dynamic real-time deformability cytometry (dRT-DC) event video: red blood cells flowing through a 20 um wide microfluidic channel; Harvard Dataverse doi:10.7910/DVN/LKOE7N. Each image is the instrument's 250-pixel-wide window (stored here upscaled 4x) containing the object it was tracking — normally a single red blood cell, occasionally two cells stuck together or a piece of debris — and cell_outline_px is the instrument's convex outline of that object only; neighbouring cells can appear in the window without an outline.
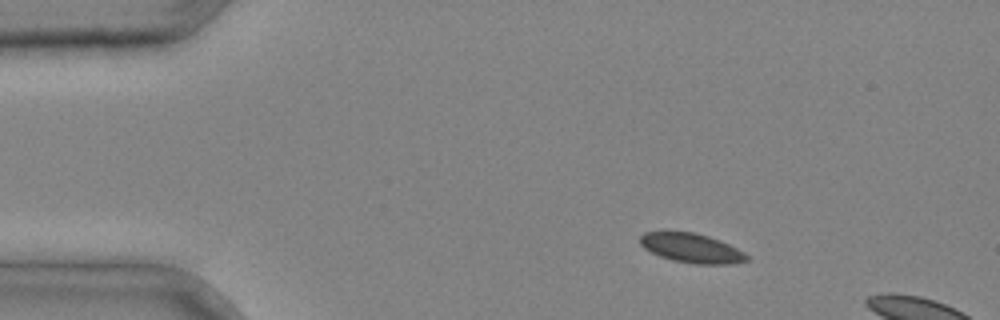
{"species": "common noctule bat (a hibernating species)", "species_latin": "Nyctalus noctula", "temperature_condition": "cold", "stored_images_in_passage": 2, "camera_frame_rate_fps": 3000, "um_per_image_px": 0.085, "animal": {"sex": "male", "body_mass_g": 20.4}, "frame": {"image": 1, "passage_image": 1, "time_ms": 0.0, "image_size_px": [1000, 320], "cell_outline_px": [[748, 260], [732, 264], [696, 264], [672, 260], [660, 256], [644, 248], [640, 244], [640, 236], [644, 232], [668, 228], [696, 232], [720, 240], [744, 252], [748, 256]], "centroid_in_image_um": [58.71, 21.03], "position_along_channel_um": 26.3, "area_um2": 18.9}}